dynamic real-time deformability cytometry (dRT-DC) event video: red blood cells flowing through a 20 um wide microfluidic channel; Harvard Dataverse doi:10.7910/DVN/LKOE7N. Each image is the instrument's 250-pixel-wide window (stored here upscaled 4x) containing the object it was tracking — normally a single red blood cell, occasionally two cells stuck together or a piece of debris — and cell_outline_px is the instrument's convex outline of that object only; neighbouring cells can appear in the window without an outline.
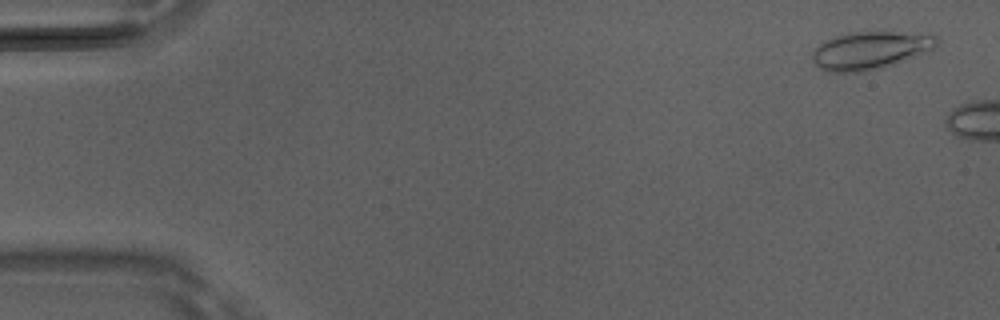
{"species": "Egyptian fruit bat (a non-hibernating species)", "species_latin": "Rousettus aegyptiacus", "temperature_condition": "room temperature", "stored_images_in_passage": 5, "camera_frame_rate_fps": 3000, "um_per_image_px": 0.085, "animal": {"sex": "male"}, "frame": {"image": 1, "passage_image": 2, "time_ms": 0.333, "image_size_px": [1000, 320], "cell_outline_px": [[940, 40], [932, 48], [892, 64], [880, 68], [860, 72], [828, 72], [820, 68], [812, 60], [812, 52], [824, 40], [848, 32], [880, 28], [932, 32]], "centroid_in_image_um": [74.01, 4.18], "position_along_channel_um": 11.0, "area_um2": 28.44}}